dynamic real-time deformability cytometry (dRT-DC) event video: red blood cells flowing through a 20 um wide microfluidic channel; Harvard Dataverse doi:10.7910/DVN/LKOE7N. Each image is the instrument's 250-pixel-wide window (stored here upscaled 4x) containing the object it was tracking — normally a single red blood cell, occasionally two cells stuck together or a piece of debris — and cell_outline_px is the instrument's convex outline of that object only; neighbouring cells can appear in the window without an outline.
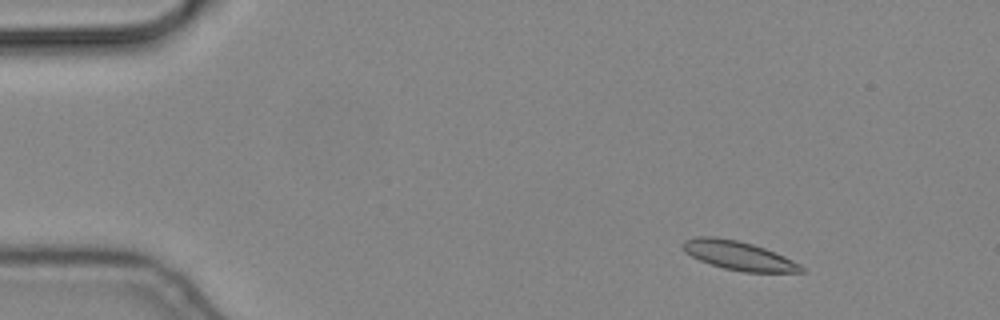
{"species": "common noctule bat (a hibernating species)", "species_latin": "Nyctalus noctula", "temperature_condition": "cold", "stored_images_in_passage": 16, "camera_frame_rate_fps": 3000, "um_per_image_px": 0.085, "animal": {"sex": "male", "body_mass_g": 19.2, "forearm_length_mm": 51.8}, "frame": {"image": 1, "passage_image": 7, "time_ms": 2.0, "image_size_px": [1000, 320], "cell_outline_px": [[804, 272], [744, 272], [724, 268], [700, 260], [684, 252], [680, 244], [684, 240], [696, 236], [716, 236], [736, 240], [752, 244], [776, 252], [800, 264], [804, 268]], "centroid_in_image_um": [62.75, 21.71], "position_along_channel_um": 22.3, "area_um2": 19.94}}